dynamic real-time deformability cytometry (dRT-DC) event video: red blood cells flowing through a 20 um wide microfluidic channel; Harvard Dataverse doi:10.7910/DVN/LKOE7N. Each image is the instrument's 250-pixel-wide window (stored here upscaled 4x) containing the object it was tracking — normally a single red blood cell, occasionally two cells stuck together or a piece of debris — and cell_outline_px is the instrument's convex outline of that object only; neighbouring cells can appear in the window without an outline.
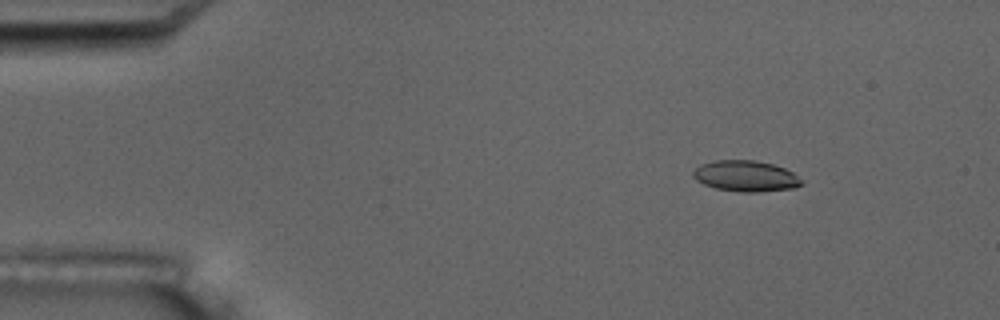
{"species": "common noctule bat (a hibernating species)", "species_latin": "Nyctalus noctula", "temperature_condition": "room temperature", "stored_images_in_passage": 6, "camera_frame_rate_fps": 3000, "um_per_image_px": 0.085, "animal": {"sex": "male", "body_mass_g": 17.5, "forearm_length_mm": 52.3}, "frame": {"image": 1, "passage_image": 3, "time_ms": 2.333, "image_size_px": [1000, 320], "cell_outline_px": [[804, 184], [796, 188], [760, 192], [740, 192], [716, 188], [704, 184], [696, 180], [692, 176], [692, 172], [700, 164], [712, 160], [752, 160], [772, 164], [784, 168], [792, 172], [804, 180]], "centroid_in_image_um": [63.4, 14.97], "position_along_channel_um": 21.6, "area_um2": 19.77}}
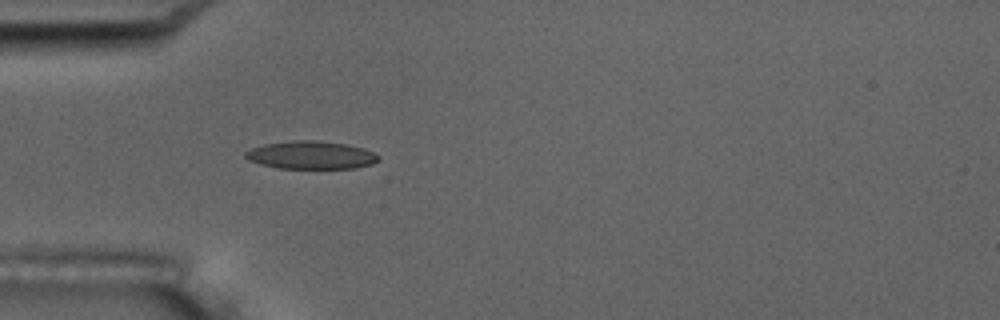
{"frame": {"image": 2, "passage_image": 6, "time_ms": 5.667, "image_size_px": [1000, 320], "cell_outline_px": [[380, 160], [372, 164], [356, 168], [276, 168], [260, 164], [248, 160], [244, 156], [244, 152], [252, 148], [264, 144], [292, 140], [316, 140], [344, 144], [364, 148], [380, 156]], "centroid_in_image_um": [26.42, 13.18], "position_along_channel_um": 58.6, "area_um2": 21.73}}